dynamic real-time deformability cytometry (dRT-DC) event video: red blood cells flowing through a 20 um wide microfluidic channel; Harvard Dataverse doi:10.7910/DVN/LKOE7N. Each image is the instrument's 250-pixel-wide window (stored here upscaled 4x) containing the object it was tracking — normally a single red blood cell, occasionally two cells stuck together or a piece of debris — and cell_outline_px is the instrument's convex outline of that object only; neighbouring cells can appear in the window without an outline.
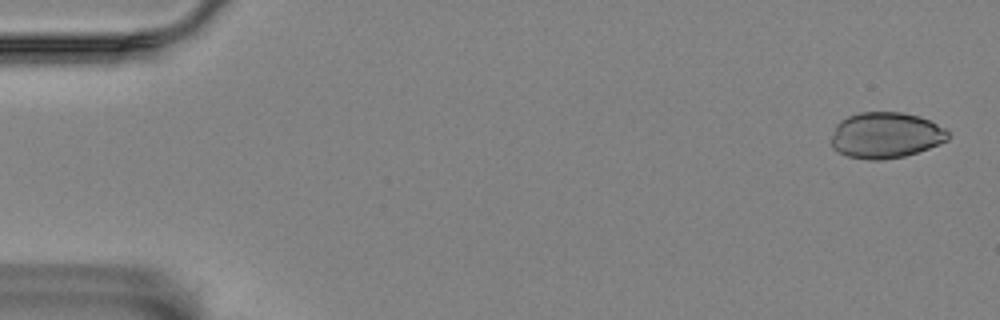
{"species": "Egyptian fruit bat (a non-hibernating species)", "species_latin": "Rousettus aegyptiacus", "temperature_condition": "room temperature", "stored_images_in_passage": 56, "camera_frame_rate_fps": 3000, "um_per_image_px": 0.085, "animal": {"sex": "female"}, "frame": {"image": 1, "passage_image": 2, "time_ms": 0.333, "image_size_px": [1000, 320], "cell_outline_px": [[948, 140], [928, 148], [904, 156], [884, 160], [868, 160], [848, 156], [832, 148], [832, 136], [836, 124], [840, 120], [848, 116], [860, 112], [900, 112], [920, 116], [944, 128], [948, 132]], "centroid_in_image_um": [75.26, 11.49], "position_along_channel_um": 9.7, "area_um2": 31.15}}
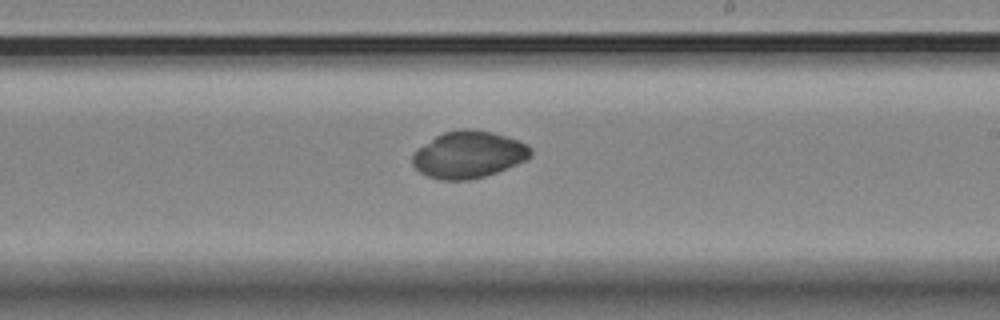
{"frame": {"image": 2, "passage_image": 33, "time_ms": 10.667, "image_size_px": [1000, 320], "cell_outline_px": [[532, 156], [528, 160], [496, 172], [484, 176], [468, 180], [440, 180], [428, 176], [420, 172], [412, 164], [412, 152], [416, 148], [436, 136], [444, 132], [460, 128], [472, 128], [492, 132], [528, 144], [532, 148]], "centroid_in_image_um": [39.82, 13.13], "position_along_channel_um": 249.2, "area_um2": 32.6}}
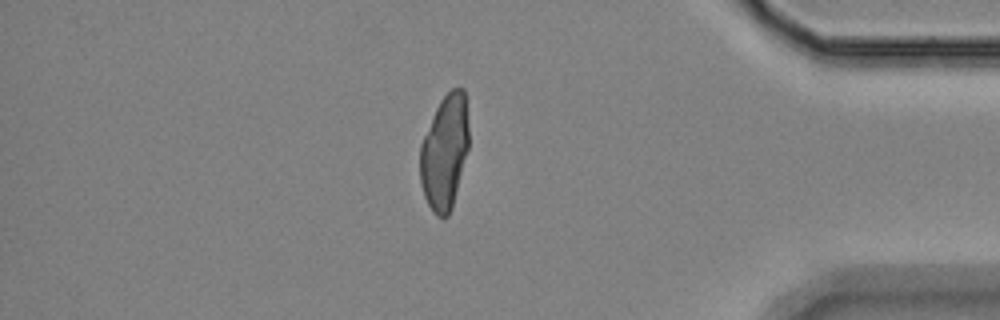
{"frame": {"image": 3, "passage_image": 48, "time_ms": 15.667, "image_size_px": [1000, 320], "cell_outline_px": [[468, 148], [452, 208], [448, 216], [436, 216], [432, 212], [424, 196], [420, 184], [420, 144], [432, 116], [440, 100], [452, 88], [464, 88], [468, 124]], "centroid_in_image_um": [37.78, 12.93], "position_along_channel_um": 397.4, "area_um2": 32.54}}